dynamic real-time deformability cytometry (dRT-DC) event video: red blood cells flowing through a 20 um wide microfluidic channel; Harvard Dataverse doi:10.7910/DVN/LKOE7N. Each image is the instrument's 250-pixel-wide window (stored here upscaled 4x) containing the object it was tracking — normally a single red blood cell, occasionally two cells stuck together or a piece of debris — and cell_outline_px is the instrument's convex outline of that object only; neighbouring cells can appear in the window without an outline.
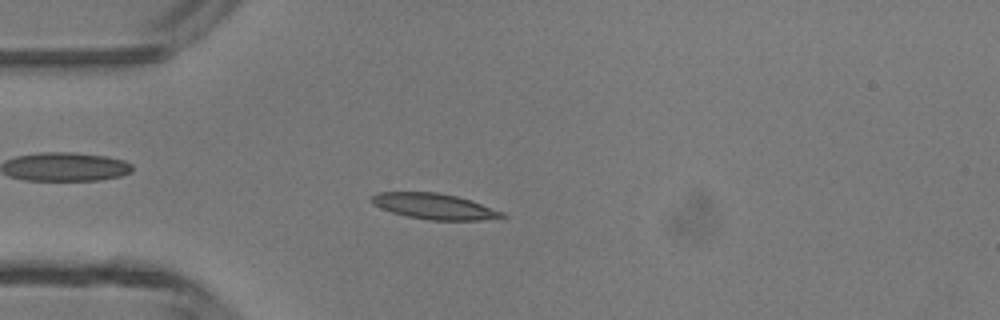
{"species": "common noctule bat (a hibernating species)", "species_latin": "Nyctalus noctula", "temperature_condition": "room temperature", "stored_images_in_passage": 38, "camera_frame_rate_fps": 3000, "um_per_image_px": 0.085, "animal": {"sex": "male", "body_mass_g": 13.3}, "frame": {"image": 1, "passage_image": 4, "time_ms": 1.0, "image_size_px": [1000, 320], "cell_outline_px": [[508, 216], [480, 220], [428, 220], [408, 216], [392, 212], [380, 208], [368, 200], [376, 192], [436, 192], [456, 196], [472, 200], [504, 212]], "centroid_in_image_um": [36.91, 17.53], "position_along_channel_um": 48.1, "area_um2": 19.59}}
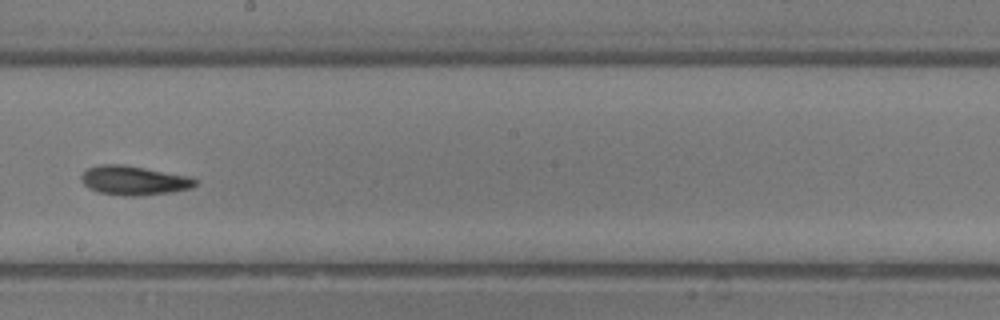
{"frame": {"image": 2, "passage_image": 18, "time_ms": 5.667, "image_size_px": [1000, 320], "cell_outline_px": [[196, 184], [192, 188], [172, 192], [140, 196], [124, 196], [96, 192], [88, 188], [84, 184], [80, 176], [88, 168], [100, 164], [124, 164], [192, 176], [196, 180]], "centroid_in_image_um": [11.4, 15.34], "position_along_channel_um": 236.8, "area_um2": 19.71}}
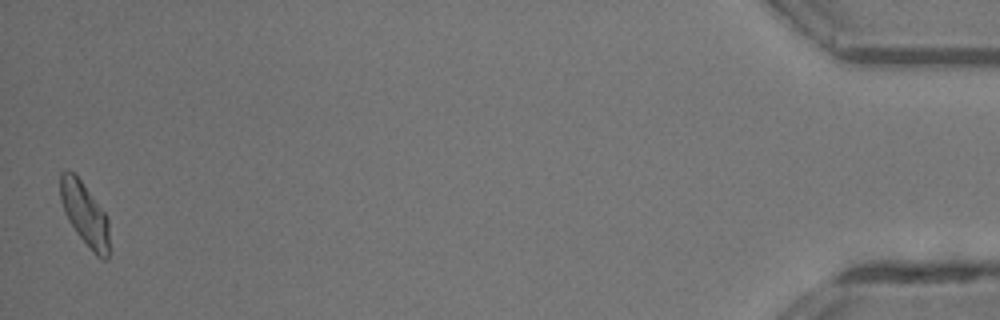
{"frame": {"image": 3, "passage_image": 38, "time_ms": 12.333, "image_size_px": [1000, 320], "cell_outline_px": [[108, 260], [104, 260], [96, 256], [92, 252], [76, 232], [68, 220], [64, 212], [60, 200], [60, 172], [64, 168], [68, 168], [80, 180], [104, 212], [108, 220]], "centroid_in_image_um": [7.17, 18.18], "position_along_channel_um": 428.0, "area_um2": 17.92}, "authors_computed_cell_mechanics": {"area_um2": 18.4382, "velocity_mm_per_s": 4.3353, "shape_relaxation_time_tau1_ms": 8.2154, "shape_relaxation_time_tau2_ms": 4.9919, "deformation_change_tau1": 0.2484, "deformation_change_tau2": 0.1133}}